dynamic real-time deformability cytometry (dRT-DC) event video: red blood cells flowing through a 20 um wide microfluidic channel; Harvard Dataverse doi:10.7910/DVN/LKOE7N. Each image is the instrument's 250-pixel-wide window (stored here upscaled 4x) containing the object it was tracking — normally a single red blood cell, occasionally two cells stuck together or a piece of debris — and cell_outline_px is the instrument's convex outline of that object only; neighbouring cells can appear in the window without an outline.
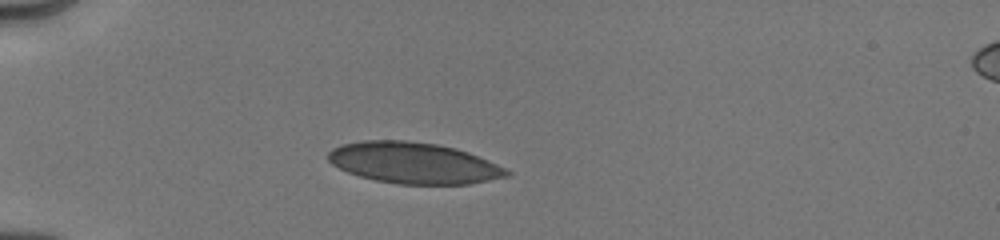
{"species": "human", "species_latin": "Homo sapiens", "temperature_condition": "cold", "stored_images_in_passage": 12, "camera_frame_rate_fps": 3000, "um_per_image_px": 0.085, "donor": {"sex": "male"}, "frame": {"image": 1, "passage_image": 7, "time_ms": 2.667, "image_size_px": [1000, 240], "cell_outline_px": [[512, 172], [508, 176], [468, 184], [396, 184], [376, 180], [360, 176], [348, 172], [332, 164], [328, 160], [328, 152], [332, 148], [340, 144], [360, 140], [408, 140], [436, 144], [456, 148], [468, 152], [488, 160]], "centroid_in_image_um": [35.13, 13.84], "position_along_channel_um": 49.9, "area_um2": 42.83}}
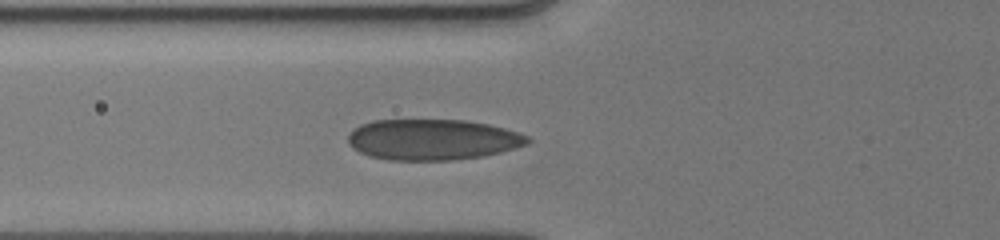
{"frame": {"image": 2, "passage_image": 10, "time_ms": 4.333, "image_size_px": [1000, 240], "cell_outline_px": [[532, 140], [528, 144], [500, 152], [484, 156], [452, 160], [388, 160], [368, 156], [352, 148], [348, 144], [348, 136], [360, 124], [372, 120], [464, 120], [488, 124], [504, 128], [528, 136]], "centroid_in_image_um": [36.76, 11.87], "position_along_channel_um": 89.0, "area_um2": 42.77}}